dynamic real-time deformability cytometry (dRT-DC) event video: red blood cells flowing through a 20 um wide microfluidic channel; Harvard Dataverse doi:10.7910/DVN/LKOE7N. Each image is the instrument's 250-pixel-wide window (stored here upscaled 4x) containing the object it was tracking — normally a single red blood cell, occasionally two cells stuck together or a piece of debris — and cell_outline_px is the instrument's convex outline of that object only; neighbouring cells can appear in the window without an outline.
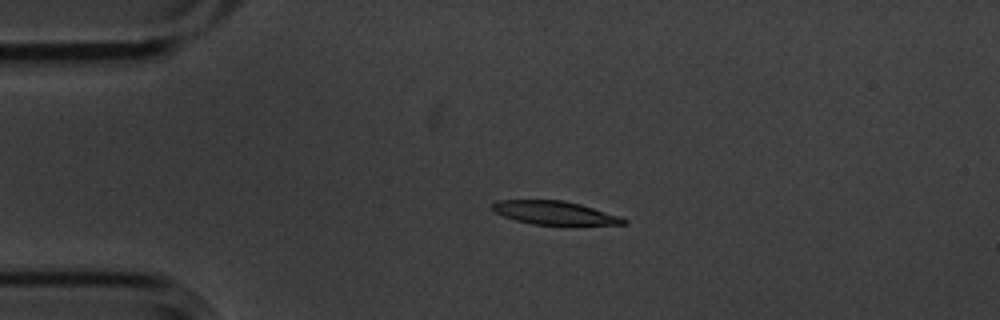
{"species": "common noctule bat (a hibernating species)", "species_latin": "Nyctalus noctula", "temperature_condition": "cold", "stored_images_in_passage": 4, "camera_frame_rate_fps": 3000, "um_per_image_px": 0.085, "animal": {"sex": "male", "body_mass_g": 20.1, "forearm_length_mm": 53.5}, "frame": {"image": 1, "passage_image": 3, "time_ms": 0.667, "image_size_px": [1000, 320], "cell_outline_px": [[628, 224], [532, 224], [516, 220], [504, 216], [496, 212], [492, 208], [492, 204], [496, 200], [564, 200], [580, 204], [620, 216], [628, 220]], "centroid_in_image_um": [47.13, 18.08], "position_along_channel_um": 37.9, "area_um2": 17.63}}